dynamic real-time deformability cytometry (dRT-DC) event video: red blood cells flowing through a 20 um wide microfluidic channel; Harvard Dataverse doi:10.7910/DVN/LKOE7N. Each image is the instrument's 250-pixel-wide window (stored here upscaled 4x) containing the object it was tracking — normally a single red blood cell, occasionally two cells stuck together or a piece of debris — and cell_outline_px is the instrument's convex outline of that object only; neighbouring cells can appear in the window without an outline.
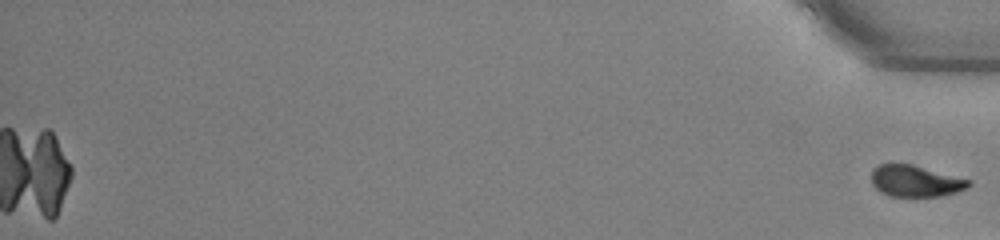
{"species": "common noctule bat (a hibernating species)", "species_latin": "Nyctalus noctula", "temperature_condition": "warm", "stored_images_in_passage": 44, "camera_frame_rate_fps": 3000, "um_per_image_px": 0.085, "animal": {"sex": "male", "body_mass_g": 13.0, "forearm_length_mm": 53.1}, "frame": {"image": 1, "passage_image": 44, "time_ms": 14.333, "image_size_px": [1000, 240], "cell_outline_px": [[972, 184], [968, 188], [956, 192], [940, 196], [892, 196], [880, 192], [872, 184], [872, 172], [880, 164], [912, 164], [972, 180]], "centroid_in_image_um": [77.86, 15.39], "position_along_channel_um": 357.3, "area_um2": 17.74}}